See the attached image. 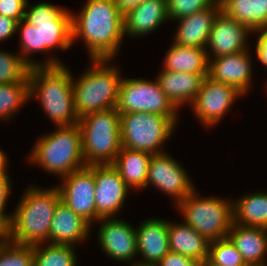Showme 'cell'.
Listing matches in <instances>:
<instances>
[{
  "mask_svg": "<svg viewBox=\"0 0 267 266\" xmlns=\"http://www.w3.org/2000/svg\"><path fill=\"white\" fill-rule=\"evenodd\" d=\"M124 13L114 0H88L71 15L72 44L81 38L92 59H112L124 37Z\"/></svg>",
  "mask_w": 267,
  "mask_h": 266,
  "instance_id": "cell-1",
  "label": "cell"
},
{
  "mask_svg": "<svg viewBox=\"0 0 267 266\" xmlns=\"http://www.w3.org/2000/svg\"><path fill=\"white\" fill-rule=\"evenodd\" d=\"M22 196L11 216L9 240L20 245L48 244L51 221L61 200L58 188L29 186Z\"/></svg>",
  "mask_w": 267,
  "mask_h": 266,
  "instance_id": "cell-2",
  "label": "cell"
},
{
  "mask_svg": "<svg viewBox=\"0 0 267 266\" xmlns=\"http://www.w3.org/2000/svg\"><path fill=\"white\" fill-rule=\"evenodd\" d=\"M29 100L36 97L57 127L78 124L71 72L64 64L30 67Z\"/></svg>",
  "mask_w": 267,
  "mask_h": 266,
  "instance_id": "cell-3",
  "label": "cell"
},
{
  "mask_svg": "<svg viewBox=\"0 0 267 266\" xmlns=\"http://www.w3.org/2000/svg\"><path fill=\"white\" fill-rule=\"evenodd\" d=\"M91 67L85 70L72 86L75 110L79 118L98 111L116 108L122 81L115 66L107 65V59H92Z\"/></svg>",
  "mask_w": 267,
  "mask_h": 266,
  "instance_id": "cell-4",
  "label": "cell"
},
{
  "mask_svg": "<svg viewBox=\"0 0 267 266\" xmlns=\"http://www.w3.org/2000/svg\"><path fill=\"white\" fill-rule=\"evenodd\" d=\"M38 138L30 161L63 178L86 166L82 155L81 130L78 124L61 126Z\"/></svg>",
  "mask_w": 267,
  "mask_h": 266,
  "instance_id": "cell-5",
  "label": "cell"
},
{
  "mask_svg": "<svg viewBox=\"0 0 267 266\" xmlns=\"http://www.w3.org/2000/svg\"><path fill=\"white\" fill-rule=\"evenodd\" d=\"M86 166L112 164L121 149L120 114L116 108L79 118Z\"/></svg>",
  "mask_w": 267,
  "mask_h": 266,
  "instance_id": "cell-6",
  "label": "cell"
},
{
  "mask_svg": "<svg viewBox=\"0 0 267 266\" xmlns=\"http://www.w3.org/2000/svg\"><path fill=\"white\" fill-rule=\"evenodd\" d=\"M193 190L177 203L184 217L183 223L191 226L208 241L226 238L233 224V201L218 197L204 198Z\"/></svg>",
  "mask_w": 267,
  "mask_h": 266,
  "instance_id": "cell-7",
  "label": "cell"
},
{
  "mask_svg": "<svg viewBox=\"0 0 267 266\" xmlns=\"http://www.w3.org/2000/svg\"><path fill=\"white\" fill-rule=\"evenodd\" d=\"M176 124L168 117L147 112L120 114L121 147L163 153L161 145L172 135Z\"/></svg>",
  "mask_w": 267,
  "mask_h": 266,
  "instance_id": "cell-8",
  "label": "cell"
},
{
  "mask_svg": "<svg viewBox=\"0 0 267 266\" xmlns=\"http://www.w3.org/2000/svg\"><path fill=\"white\" fill-rule=\"evenodd\" d=\"M116 109L119 114L147 112L168 116L177 124L178 109L163 92L157 79L153 82L123 77Z\"/></svg>",
  "mask_w": 267,
  "mask_h": 266,
  "instance_id": "cell-9",
  "label": "cell"
},
{
  "mask_svg": "<svg viewBox=\"0 0 267 266\" xmlns=\"http://www.w3.org/2000/svg\"><path fill=\"white\" fill-rule=\"evenodd\" d=\"M71 15L64 7L60 8L48 2L34 6L27 2L24 19L39 30L40 52L51 53L58 47L66 51L72 46Z\"/></svg>",
  "mask_w": 267,
  "mask_h": 266,
  "instance_id": "cell-10",
  "label": "cell"
},
{
  "mask_svg": "<svg viewBox=\"0 0 267 266\" xmlns=\"http://www.w3.org/2000/svg\"><path fill=\"white\" fill-rule=\"evenodd\" d=\"M60 192L61 201L74 213L81 216L90 225L98 221L95 205L94 165L74 171L62 178Z\"/></svg>",
  "mask_w": 267,
  "mask_h": 266,
  "instance_id": "cell-11",
  "label": "cell"
},
{
  "mask_svg": "<svg viewBox=\"0 0 267 266\" xmlns=\"http://www.w3.org/2000/svg\"><path fill=\"white\" fill-rule=\"evenodd\" d=\"M242 95L233 86L216 82L206 76L191 106L203 125L214 126Z\"/></svg>",
  "mask_w": 267,
  "mask_h": 266,
  "instance_id": "cell-12",
  "label": "cell"
},
{
  "mask_svg": "<svg viewBox=\"0 0 267 266\" xmlns=\"http://www.w3.org/2000/svg\"><path fill=\"white\" fill-rule=\"evenodd\" d=\"M185 169L172 156L163 152L150 157L146 187L151 184L174 197L176 204L186 198L194 186Z\"/></svg>",
  "mask_w": 267,
  "mask_h": 266,
  "instance_id": "cell-13",
  "label": "cell"
},
{
  "mask_svg": "<svg viewBox=\"0 0 267 266\" xmlns=\"http://www.w3.org/2000/svg\"><path fill=\"white\" fill-rule=\"evenodd\" d=\"M94 181L98 220L114 218L124 205L129 187L112 164L94 165Z\"/></svg>",
  "mask_w": 267,
  "mask_h": 266,
  "instance_id": "cell-14",
  "label": "cell"
},
{
  "mask_svg": "<svg viewBox=\"0 0 267 266\" xmlns=\"http://www.w3.org/2000/svg\"><path fill=\"white\" fill-rule=\"evenodd\" d=\"M98 232L101 249L109 258L127 262L137 256L136 229L121 219L102 218Z\"/></svg>",
  "mask_w": 267,
  "mask_h": 266,
  "instance_id": "cell-15",
  "label": "cell"
},
{
  "mask_svg": "<svg viewBox=\"0 0 267 266\" xmlns=\"http://www.w3.org/2000/svg\"><path fill=\"white\" fill-rule=\"evenodd\" d=\"M250 33L252 30L247 26L220 11L213 22L206 47L213 52L214 58L239 53L248 49L246 42Z\"/></svg>",
  "mask_w": 267,
  "mask_h": 266,
  "instance_id": "cell-16",
  "label": "cell"
},
{
  "mask_svg": "<svg viewBox=\"0 0 267 266\" xmlns=\"http://www.w3.org/2000/svg\"><path fill=\"white\" fill-rule=\"evenodd\" d=\"M249 49L230 55L209 59L208 77L236 88L243 95L249 92L252 63Z\"/></svg>",
  "mask_w": 267,
  "mask_h": 266,
  "instance_id": "cell-17",
  "label": "cell"
},
{
  "mask_svg": "<svg viewBox=\"0 0 267 266\" xmlns=\"http://www.w3.org/2000/svg\"><path fill=\"white\" fill-rule=\"evenodd\" d=\"M136 240L137 253L144 260L132 262L131 266H155L170 251L168 222L156 218L144 220L136 228Z\"/></svg>",
  "mask_w": 267,
  "mask_h": 266,
  "instance_id": "cell-18",
  "label": "cell"
},
{
  "mask_svg": "<svg viewBox=\"0 0 267 266\" xmlns=\"http://www.w3.org/2000/svg\"><path fill=\"white\" fill-rule=\"evenodd\" d=\"M221 11L220 0L209 8L180 18L178 31L174 38L176 45L187 47H199L207 49L209 35L213 26V22Z\"/></svg>",
  "mask_w": 267,
  "mask_h": 266,
  "instance_id": "cell-19",
  "label": "cell"
},
{
  "mask_svg": "<svg viewBox=\"0 0 267 266\" xmlns=\"http://www.w3.org/2000/svg\"><path fill=\"white\" fill-rule=\"evenodd\" d=\"M124 35L150 34L169 20L166 0H145L124 13Z\"/></svg>",
  "mask_w": 267,
  "mask_h": 266,
  "instance_id": "cell-20",
  "label": "cell"
},
{
  "mask_svg": "<svg viewBox=\"0 0 267 266\" xmlns=\"http://www.w3.org/2000/svg\"><path fill=\"white\" fill-rule=\"evenodd\" d=\"M91 225L74 213L61 200L58 202L51 221L50 244L73 245L89 237Z\"/></svg>",
  "mask_w": 267,
  "mask_h": 266,
  "instance_id": "cell-21",
  "label": "cell"
},
{
  "mask_svg": "<svg viewBox=\"0 0 267 266\" xmlns=\"http://www.w3.org/2000/svg\"><path fill=\"white\" fill-rule=\"evenodd\" d=\"M247 266H266L267 229L233 223L227 236Z\"/></svg>",
  "mask_w": 267,
  "mask_h": 266,
  "instance_id": "cell-22",
  "label": "cell"
},
{
  "mask_svg": "<svg viewBox=\"0 0 267 266\" xmlns=\"http://www.w3.org/2000/svg\"><path fill=\"white\" fill-rule=\"evenodd\" d=\"M208 74H195L162 70L156 77L161 89L178 109L183 104L191 105Z\"/></svg>",
  "mask_w": 267,
  "mask_h": 266,
  "instance_id": "cell-23",
  "label": "cell"
},
{
  "mask_svg": "<svg viewBox=\"0 0 267 266\" xmlns=\"http://www.w3.org/2000/svg\"><path fill=\"white\" fill-rule=\"evenodd\" d=\"M168 240L171 252L197 259L202 264L207 261L210 241L191 226L168 222Z\"/></svg>",
  "mask_w": 267,
  "mask_h": 266,
  "instance_id": "cell-24",
  "label": "cell"
},
{
  "mask_svg": "<svg viewBox=\"0 0 267 266\" xmlns=\"http://www.w3.org/2000/svg\"><path fill=\"white\" fill-rule=\"evenodd\" d=\"M151 154L121 147L112 166L130 188H146Z\"/></svg>",
  "mask_w": 267,
  "mask_h": 266,
  "instance_id": "cell-25",
  "label": "cell"
},
{
  "mask_svg": "<svg viewBox=\"0 0 267 266\" xmlns=\"http://www.w3.org/2000/svg\"><path fill=\"white\" fill-rule=\"evenodd\" d=\"M164 59V69L174 72L208 74L210 55L207 49L171 44Z\"/></svg>",
  "mask_w": 267,
  "mask_h": 266,
  "instance_id": "cell-26",
  "label": "cell"
},
{
  "mask_svg": "<svg viewBox=\"0 0 267 266\" xmlns=\"http://www.w3.org/2000/svg\"><path fill=\"white\" fill-rule=\"evenodd\" d=\"M221 11L250 30L267 29V0H220Z\"/></svg>",
  "mask_w": 267,
  "mask_h": 266,
  "instance_id": "cell-27",
  "label": "cell"
},
{
  "mask_svg": "<svg viewBox=\"0 0 267 266\" xmlns=\"http://www.w3.org/2000/svg\"><path fill=\"white\" fill-rule=\"evenodd\" d=\"M233 223L267 229V192H255L233 201Z\"/></svg>",
  "mask_w": 267,
  "mask_h": 266,
  "instance_id": "cell-28",
  "label": "cell"
},
{
  "mask_svg": "<svg viewBox=\"0 0 267 266\" xmlns=\"http://www.w3.org/2000/svg\"><path fill=\"white\" fill-rule=\"evenodd\" d=\"M33 245L34 266H76L77 256L73 245Z\"/></svg>",
  "mask_w": 267,
  "mask_h": 266,
  "instance_id": "cell-29",
  "label": "cell"
},
{
  "mask_svg": "<svg viewBox=\"0 0 267 266\" xmlns=\"http://www.w3.org/2000/svg\"><path fill=\"white\" fill-rule=\"evenodd\" d=\"M28 99L29 78L25 82L0 84V119L12 117Z\"/></svg>",
  "mask_w": 267,
  "mask_h": 266,
  "instance_id": "cell-30",
  "label": "cell"
},
{
  "mask_svg": "<svg viewBox=\"0 0 267 266\" xmlns=\"http://www.w3.org/2000/svg\"><path fill=\"white\" fill-rule=\"evenodd\" d=\"M21 30L19 33L21 34V40H20V55L22 59L30 66H57L63 64L59 60L55 58H51L49 60L46 59V61L43 63L37 62L36 60H30V56L26 57V55H30L33 52H39L40 51V36H39V30L37 27H34L33 25L29 24L24 18L21 19L18 22L17 30Z\"/></svg>",
  "mask_w": 267,
  "mask_h": 266,
  "instance_id": "cell-31",
  "label": "cell"
},
{
  "mask_svg": "<svg viewBox=\"0 0 267 266\" xmlns=\"http://www.w3.org/2000/svg\"><path fill=\"white\" fill-rule=\"evenodd\" d=\"M203 266H247L240 252L226 237L210 242L207 261Z\"/></svg>",
  "mask_w": 267,
  "mask_h": 266,
  "instance_id": "cell-32",
  "label": "cell"
},
{
  "mask_svg": "<svg viewBox=\"0 0 267 266\" xmlns=\"http://www.w3.org/2000/svg\"><path fill=\"white\" fill-rule=\"evenodd\" d=\"M30 66L21 55L0 50V84L25 82Z\"/></svg>",
  "mask_w": 267,
  "mask_h": 266,
  "instance_id": "cell-33",
  "label": "cell"
},
{
  "mask_svg": "<svg viewBox=\"0 0 267 266\" xmlns=\"http://www.w3.org/2000/svg\"><path fill=\"white\" fill-rule=\"evenodd\" d=\"M0 266H34L33 246L8 240L0 245Z\"/></svg>",
  "mask_w": 267,
  "mask_h": 266,
  "instance_id": "cell-34",
  "label": "cell"
},
{
  "mask_svg": "<svg viewBox=\"0 0 267 266\" xmlns=\"http://www.w3.org/2000/svg\"><path fill=\"white\" fill-rule=\"evenodd\" d=\"M218 0H166L169 20H178L205 10Z\"/></svg>",
  "mask_w": 267,
  "mask_h": 266,
  "instance_id": "cell-35",
  "label": "cell"
},
{
  "mask_svg": "<svg viewBox=\"0 0 267 266\" xmlns=\"http://www.w3.org/2000/svg\"><path fill=\"white\" fill-rule=\"evenodd\" d=\"M7 168H0V221L9 228L12 214H6L5 207L10 193V177L7 174Z\"/></svg>",
  "mask_w": 267,
  "mask_h": 266,
  "instance_id": "cell-36",
  "label": "cell"
},
{
  "mask_svg": "<svg viewBox=\"0 0 267 266\" xmlns=\"http://www.w3.org/2000/svg\"><path fill=\"white\" fill-rule=\"evenodd\" d=\"M27 0H0V14L17 20L24 18Z\"/></svg>",
  "mask_w": 267,
  "mask_h": 266,
  "instance_id": "cell-37",
  "label": "cell"
},
{
  "mask_svg": "<svg viewBox=\"0 0 267 266\" xmlns=\"http://www.w3.org/2000/svg\"><path fill=\"white\" fill-rule=\"evenodd\" d=\"M155 266H203L197 259L169 251Z\"/></svg>",
  "mask_w": 267,
  "mask_h": 266,
  "instance_id": "cell-38",
  "label": "cell"
},
{
  "mask_svg": "<svg viewBox=\"0 0 267 266\" xmlns=\"http://www.w3.org/2000/svg\"><path fill=\"white\" fill-rule=\"evenodd\" d=\"M252 32L260 34L256 42V55L259 62L267 66V29H258Z\"/></svg>",
  "mask_w": 267,
  "mask_h": 266,
  "instance_id": "cell-39",
  "label": "cell"
},
{
  "mask_svg": "<svg viewBox=\"0 0 267 266\" xmlns=\"http://www.w3.org/2000/svg\"><path fill=\"white\" fill-rule=\"evenodd\" d=\"M18 21L0 14V42L9 39L17 32Z\"/></svg>",
  "mask_w": 267,
  "mask_h": 266,
  "instance_id": "cell-40",
  "label": "cell"
},
{
  "mask_svg": "<svg viewBox=\"0 0 267 266\" xmlns=\"http://www.w3.org/2000/svg\"><path fill=\"white\" fill-rule=\"evenodd\" d=\"M119 9L125 13L127 10L137 6L145 0H114Z\"/></svg>",
  "mask_w": 267,
  "mask_h": 266,
  "instance_id": "cell-41",
  "label": "cell"
},
{
  "mask_svg": "<svg viewBox=\"0 0 267 266\" xmlns=\"http://www.w3.org/2000/svg\"><path fill=\"white\" fill-rule=\"evenodd\" d=\"M8 240V228L0 221V245L6 243Z\"/></svg>",
  "mask_w": 267,
  "mask_h": 266,
  "instance_id": "cell-42",
  "label": "cell"
},
{
  "mask_svg": "<svg viewBox=\"0 0 267 266\" xmlns=\"http://www.w3.org/2000/svg\"><path fill=\"white\" fill-rule=\"evenodd\" d=\"M7 155L4 153L3 150L0 149V168H6L7 167Z\"/></svg>",
  "mask_w": 267,
  "mask_h": 266,
  "instance_id": "cell-43",
  "label": "cell"
}]
</instances>
